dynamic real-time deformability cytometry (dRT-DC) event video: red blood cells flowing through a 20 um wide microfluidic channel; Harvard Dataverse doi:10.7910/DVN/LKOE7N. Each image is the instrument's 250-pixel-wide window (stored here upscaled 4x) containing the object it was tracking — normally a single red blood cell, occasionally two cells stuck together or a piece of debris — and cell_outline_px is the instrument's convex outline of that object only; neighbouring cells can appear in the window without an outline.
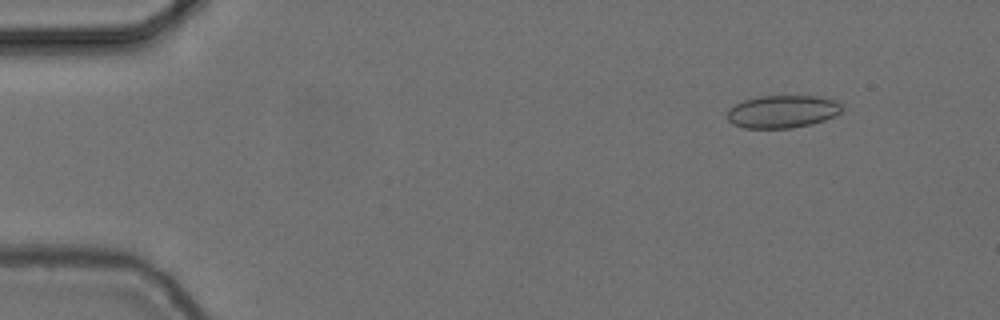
{"species": "common noctule bat (a hibernating species)", "species_latin": "Nyctalus noctula", "temperature_condition": "cold", "stored_images_in_passage": 52, "camera_frame_rate_fps": 3000, "um_per_image_px": 0.085, "animal": {"sex": "female", "body_mass_g": 24.6, "forearm_length_mm": 56.2}, "frame": {"image": 1, "passage_image": 3, "time_ms": 0.667, "image_size_px": [1000, 320], "cell_outline_px": [[840, 112], [836, 116], [812, 124], [792, 128], [744, 128], [732, 124], [728, 120], [728, 108], [744, 100], [760, 96], [816, 96], [836, 100], [840, 104]], "centroid_in_image_um": [66.49, 9.49], "position_along_channel_um": 18.5, "area_um2": 21.85}}
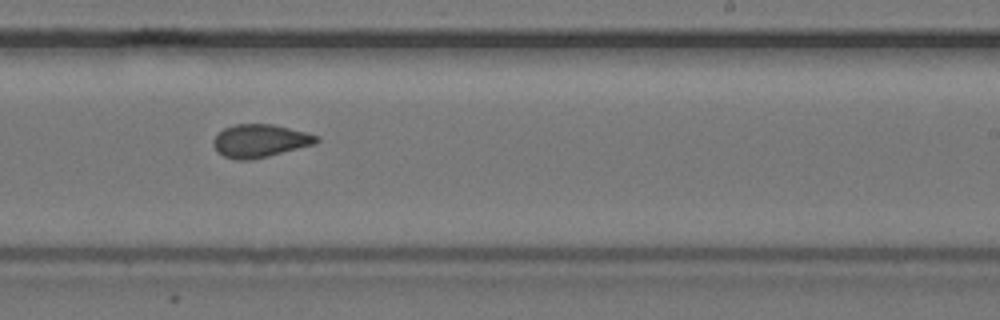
{"frame": {"image": 2, "passage_image": 31, "time_ms": 10.0, "image_size_px": [1000, 320], "cell_outline_px": [[320, 140], [316, 144], [268, 156], [248, 160], [236, 160], [224, 156], [212, 144], [212, 140], [224, 128], [236, 124], [272, 124], [320, 136]], "centroid_in_image_um": [22.12, 11.97], "position_along_channel_um": 266.9, "area_um2": 19.65}}
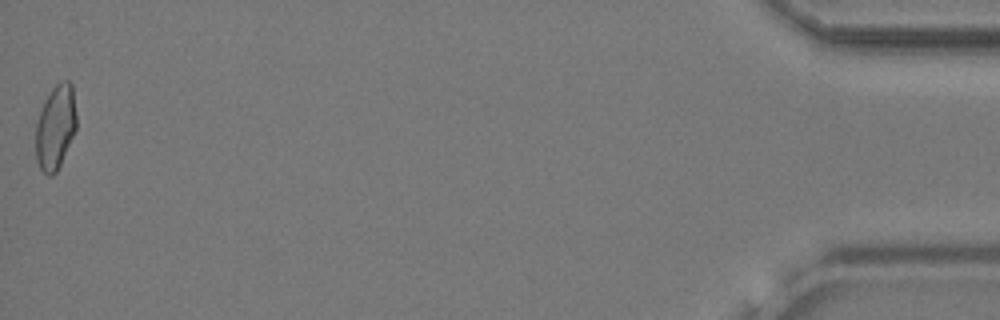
{"frame": {"image": 3, "passage_image": 52, "time_ms": 17.0, "image_size_px": [1000, 320], "cell_outline_px": [[76, 128], [60, 164], [56, 172], [52, 176], [48, 176], [40, 168], [36, 160], [36, 120], [44, 100], [52, 88], [60, 80], [68, 80], [72, 84], [76, 112]], "centroid_in_image_um": [4.71, 10.78], "position_along_channel_um": 430.5, "area_um2": 20.06}, "authors_computed_cell_mechanics": {"area_um2": 19.6809, "velocity_mm_per_s": 3.7271, "shape_relaxation_time_tau1_ms": 7.0745, "shape_relaxation_time_tau2_ms": 1.7871, "deformation_change_tau1": 0.1243, "deformation_change_tau2": 0.059}}